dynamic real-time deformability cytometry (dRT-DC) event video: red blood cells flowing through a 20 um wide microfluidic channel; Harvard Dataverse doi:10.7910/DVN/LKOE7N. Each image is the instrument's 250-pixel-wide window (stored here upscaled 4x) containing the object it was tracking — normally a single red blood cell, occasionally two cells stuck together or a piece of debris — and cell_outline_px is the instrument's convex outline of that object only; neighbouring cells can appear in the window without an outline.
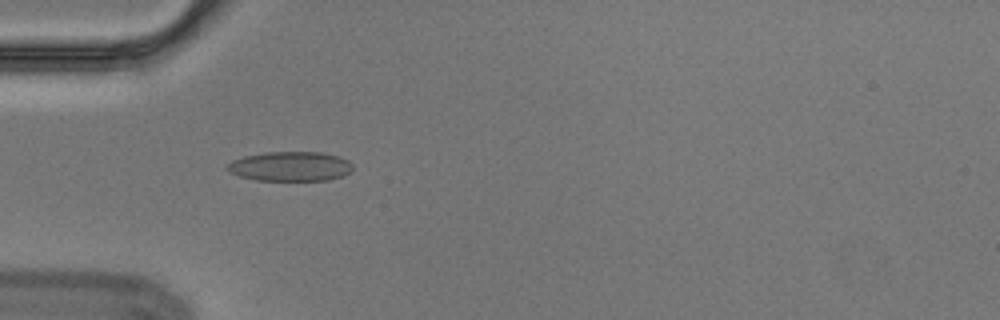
{"species": "Egyptian fruit bat (a non-hibernating species)", "species_latin": "Rousettus aegyptiacus", "temperature_condition": "cold", "stored_images_in_passage": 2, "camera_frame_rate_fps": 3000, "um_per_image_px": 0.085, "animal": {"sex": "male"}, "frame": {"image": 1, "passage_image": 1, "time_ms": 0.0, "image_size_px": [1000, 320], "cell_outline_px": [[352, 168], [344, 176], [328, 180], [256, 180], [240, 176], [228, 172], [224, 168], [232, 160], [244, 156], [264, 152], [320, 152], [340, 156], [348, 160], [352, 164]], "centroid_in_image_um": [24.66, 14.13], "position_along_channel_um": 60.3, "area_um2": 21.73}}